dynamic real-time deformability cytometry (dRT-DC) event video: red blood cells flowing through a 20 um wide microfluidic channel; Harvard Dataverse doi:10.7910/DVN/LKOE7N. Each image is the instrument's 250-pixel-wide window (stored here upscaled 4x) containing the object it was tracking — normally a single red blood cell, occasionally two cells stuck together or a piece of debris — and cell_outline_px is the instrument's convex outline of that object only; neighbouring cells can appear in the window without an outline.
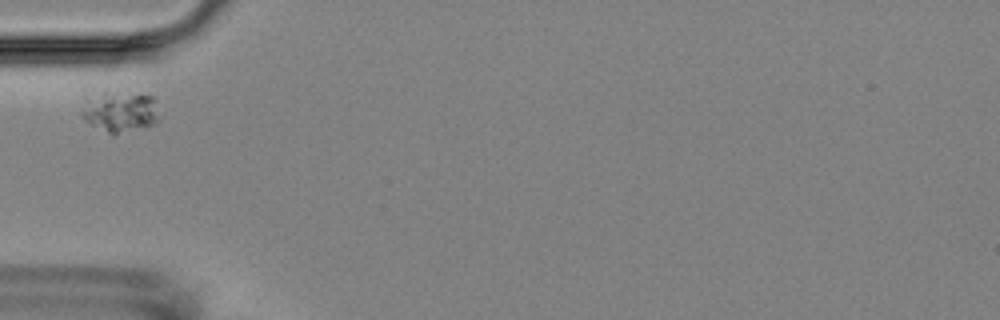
{"species": "Egyptian fruit bat (a non-hibernating species)", "species_latin": "Rousettus aegyptiacus", "temperature_condition": "room temperature", "stored_images_in_passage": 1, "camera_frame_rate_fps": 3000, "um_per_image_px": 0.085, "animal": {"sex": "female"}, "frame": {"image": 1, "passage_image": 1, "time_ms": 0.0, "image_size_px": [1000, 320], "cell_outline_px": [[160, 120], [156, 124], [116, 132], [108, 132], [84, 120], [80, 116], [80, 112], [84, 96], [104, 92], [108, 92], [152, 96], [156, 100]], "centroid_in_image_um": [10.16, 9.44], "position_along_channel_um": 74.8, "area_um2": 18.26}}